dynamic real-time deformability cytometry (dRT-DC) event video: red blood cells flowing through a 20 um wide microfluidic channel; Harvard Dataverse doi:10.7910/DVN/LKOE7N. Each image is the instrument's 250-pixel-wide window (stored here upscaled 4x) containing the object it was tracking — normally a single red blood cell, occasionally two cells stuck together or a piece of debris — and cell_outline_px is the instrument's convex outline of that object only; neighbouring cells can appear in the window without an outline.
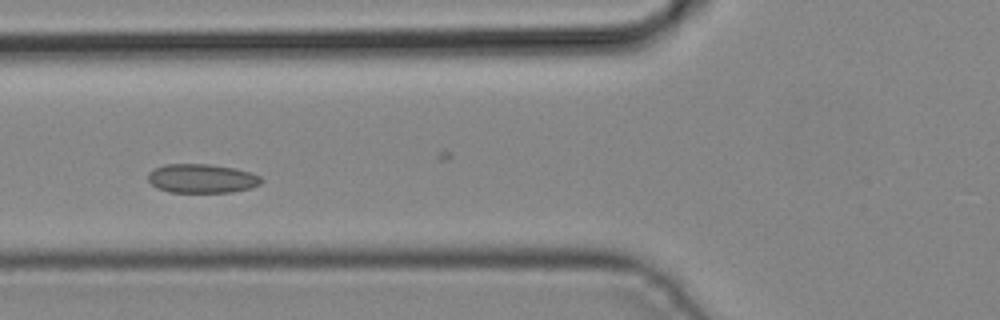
{"species": "common noctule bat (a hibernating species)", "species_latin": "Nyctalus noctula", "temperature_condition": "cold", "stored_images_in_passage": 4, "camera_frame_rate_fps": 3000, "um_per_image_px": 0.085, "animal": {"sex": "male", "body_mass_g": 19.2, "forearm_length_mm": 51.8}, "frame": {"image": 1, "passage_image": 3, "time_ms": 0.667, "image_size_px": [1000, 320], "cell_outline_px": [[264, 180], [260, 184], [252, 188], [232, 192], [172, 192], [156, 188], [148, 180], [148, 172], [164, 164], [208, 164], [236, 168], [260, 176]], "centroid_in_image_um": [17.17, 15.17], "position_along_channel_um": 108.6, "area_um2": 19.19}}